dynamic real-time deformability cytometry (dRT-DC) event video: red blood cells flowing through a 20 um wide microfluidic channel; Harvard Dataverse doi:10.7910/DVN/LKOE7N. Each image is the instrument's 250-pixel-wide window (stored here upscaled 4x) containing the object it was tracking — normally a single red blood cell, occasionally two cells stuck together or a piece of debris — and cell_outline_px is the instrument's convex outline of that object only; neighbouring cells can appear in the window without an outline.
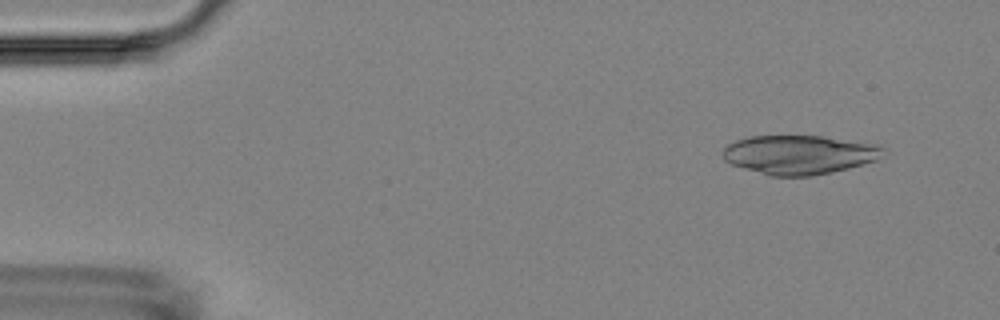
{"species": "Egyptian fruit bat (a non-hibernating species)", "species_latin": "Rousettus aegyptiacus", "temperature_condition": "room temperature", "stored_images_in_passage": 4, "camera_frame_rate_fps": 3000, "um_per_image_px": 0.085, "animal": {"sex": "female"}, "frame": {"image": 1, "passage_image": 1, "time_ms": 0.0, "image_size_px": [1000, 320], "cell_outline_px": [[884, 148], [876, 160], [848, 168], [832, 172], [812, 176], [768, 176], [732, 164], [724, 160], [724, 148], [728, 144], [736, 140], [752, 136], [824, 136], [876, 144]], "centroid_in_image_um": [67.91, 13.15], "position_along_channel_um": 17.1, "area_um2": 36.24}}